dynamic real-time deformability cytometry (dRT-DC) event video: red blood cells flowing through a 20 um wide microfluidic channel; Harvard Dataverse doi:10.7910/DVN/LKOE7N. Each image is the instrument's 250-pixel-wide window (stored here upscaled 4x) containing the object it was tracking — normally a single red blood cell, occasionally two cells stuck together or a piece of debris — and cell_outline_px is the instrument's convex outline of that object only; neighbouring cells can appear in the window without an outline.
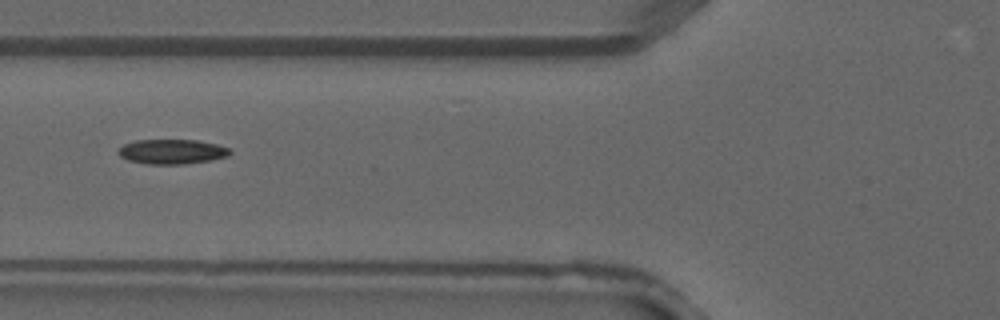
{"species": "common noctule bat (a hibernating species)", "species_latin": "Nyctalus noctula", "temperature_condition": "warm", "stored_images_in_passage": 2, "camera_frame_rate_fps": 3000, "um_per_image_px": 0.085, "animal": {"sex": "male", "forearm_length_mm": 52.5}, "frame": {"image": 1, "passage_image": 2, "time_ms": 0.333, "image_size_px": [1000, 320], "cell_outline_px": [[232, 152], [228, 156], [212, 160], [184, 164], [148, 164], [128, 160], [120, 156], [116, 152], [124, 144], [136, 140], [196, 140], [216, 144], [232, 148]], "centroid_in_image_um": [14.65, 12.89], "position_along_channel_um": 111.2, "area_um2": 16.18}}